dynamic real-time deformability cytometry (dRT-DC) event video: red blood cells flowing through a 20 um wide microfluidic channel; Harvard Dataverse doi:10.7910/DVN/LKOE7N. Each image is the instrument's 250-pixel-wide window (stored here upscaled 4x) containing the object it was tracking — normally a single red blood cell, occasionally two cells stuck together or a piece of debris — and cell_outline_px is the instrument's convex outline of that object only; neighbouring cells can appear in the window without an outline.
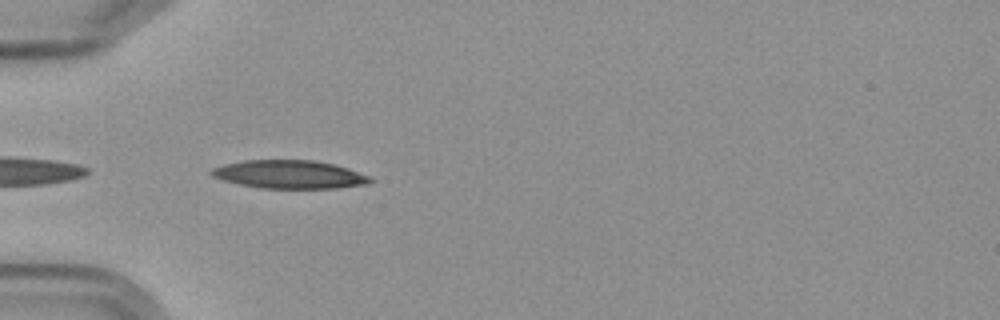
{"species": "Egyptian fruit bat (a non-hibernating species)", "species_latin": "Rousettus aegyptiacus", "temperature_condition": "cold", "stored_images_in_passage": 6, "camera_frame_rate_fps": 3000, "um_per_image_px": 0.085, "frame": {"image": 1, "passage_image": 5, "time_ms": 5.0, "image_size_px": [1000, 320], "cell_outline_px": [[372, 180], [368, 184], [336, 188], [260, 188], [240, 184], [224, 180], [212, 176], [208, 172], [212, 168], [224, 164], [244, 160], [316, 160], [348, 168], [372, 176]], "centroid_in_image_um": [24.62, 14.82], "position_along_channel_um": 60.4, "area_um2": 26.18}}